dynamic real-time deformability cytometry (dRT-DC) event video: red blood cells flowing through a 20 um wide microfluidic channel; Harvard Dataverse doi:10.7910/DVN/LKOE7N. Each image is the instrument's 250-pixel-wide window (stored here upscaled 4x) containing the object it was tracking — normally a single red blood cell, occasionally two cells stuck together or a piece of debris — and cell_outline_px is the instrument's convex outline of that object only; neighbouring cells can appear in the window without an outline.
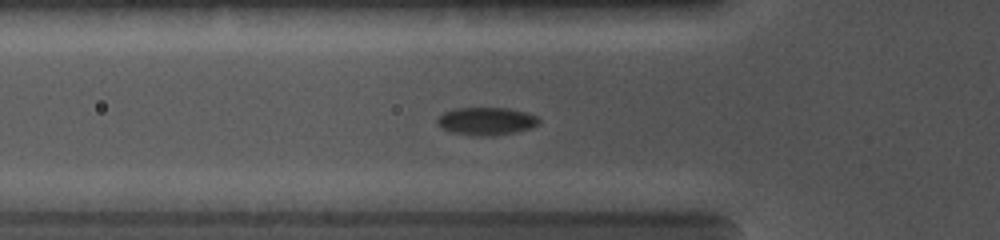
{"species": "common noctule bat (a hibernating species)", "species_latin": "Nyctalus noctula", "temperature_condition": "cold", "stored_images_in_passage": 27, "camera_frame_rate_fps": 5000, "um_per_image_px": 0.085, "animal": {"sex": "female", "body_mass_g": 19.0, "forearm_length_mm": 56.7}, "frame": {"image": 1, "passage_image": 11, "time_ms": 4.2, "image_size_px": [1000, 240], "cell_outline_px": [[540, 124], [532, 128], [512, 132], [480, 136], [452, 132], [444, 128], [436, 120], [444, 112], [456, 108], [508, 108], [524, 112], [536, 116], [540, 120]], "centroid_in_image_um": [41.37, 10.28], "position_along_channel_um": 84.4, "area_um2": 16.01}}
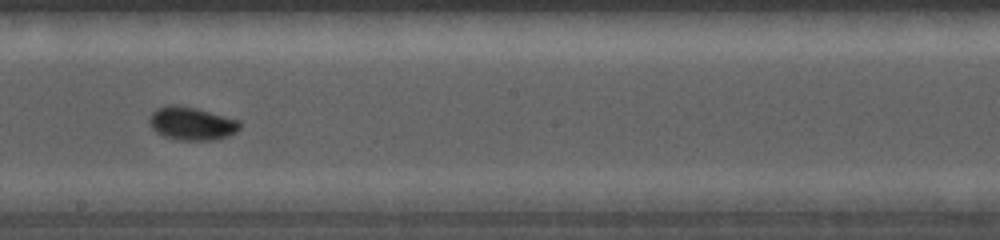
{"frame": {"image": 2, "passage_image": 18, "time_ms": 7.4, "image_size_px": [1000, 240], "cell_outline_px": [[240, 128], [236, 132], [228, 136], [212, 140], [180, 140], [164, 136], [156, 132], [152, 128], [148, 120], [152, 112], [156, 108], [168, 104], [180, 104], [196, 108], [240, 120]], "centroid_in_image_um": [16.28, 10.48], "position_along_channel_um": 231.9, "area_um2": 17.63}}
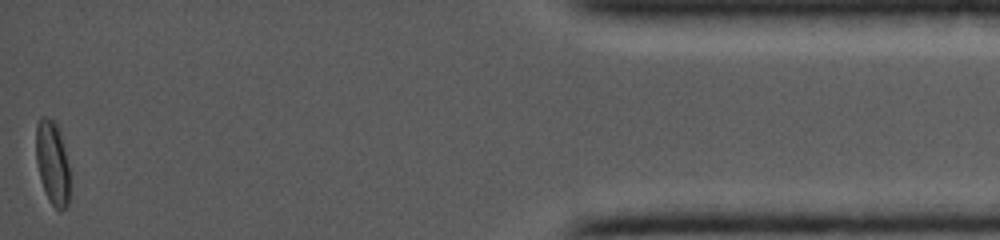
{"frame": {"image": 3, "passage_image": 27, "time_ms": 13.2, "image_size_px": [1000, 240], "cell_outline_px": [[68, 204], [60, 212], [48, 200], [40, 180], [36, 160], [36, 124], [40, 116], [44, 116], [52, 120], [56, 124], [60, 132], [68, 164]], "centroid_in_image_um": [4.43, 13.83], "position_along_channel_um": 430.8, "area_um2": 16.36}}